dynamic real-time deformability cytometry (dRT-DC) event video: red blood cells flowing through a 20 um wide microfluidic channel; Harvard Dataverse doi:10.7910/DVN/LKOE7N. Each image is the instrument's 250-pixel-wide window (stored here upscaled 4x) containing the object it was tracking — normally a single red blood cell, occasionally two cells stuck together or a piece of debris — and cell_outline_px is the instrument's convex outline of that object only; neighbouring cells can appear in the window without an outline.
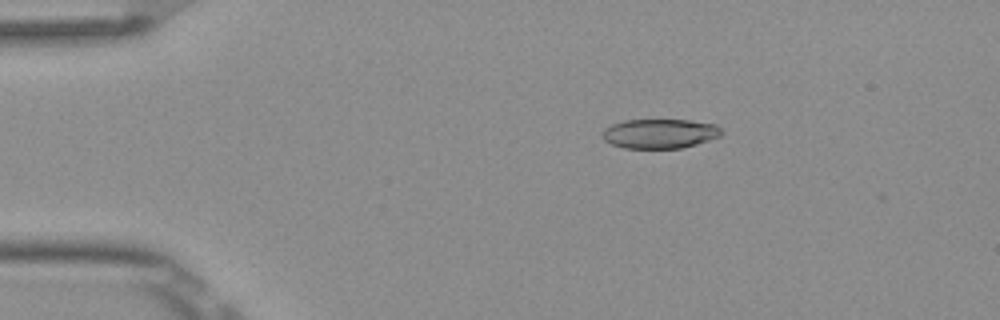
{"species": "Egyptian fruit bat (a non-hibernating species)", "species_latin": "Rousettus aegyptiacus", "temperature_condition": "room temperature", "stored_images_in_passage": 5, "camera_frame_rate_fps": 3000, "um_per_image_px": 0.085, "frame": {"image": 1, "passage_image": 3, "time_ms": 0.667, "image_size_px": [1000, 320], "cell_outline_px": [[724, 132], [720, 136], [696, 144], [680, 148], [624, 148], [612, 144], [604, 140], [604, 128], [612, 124], [624, 120], [688, 120], [716, 124]], "centroid_in_image_um": [56.1, 11.35], "position_along_channel_um": 28.9, "area_um2": 20.35}}